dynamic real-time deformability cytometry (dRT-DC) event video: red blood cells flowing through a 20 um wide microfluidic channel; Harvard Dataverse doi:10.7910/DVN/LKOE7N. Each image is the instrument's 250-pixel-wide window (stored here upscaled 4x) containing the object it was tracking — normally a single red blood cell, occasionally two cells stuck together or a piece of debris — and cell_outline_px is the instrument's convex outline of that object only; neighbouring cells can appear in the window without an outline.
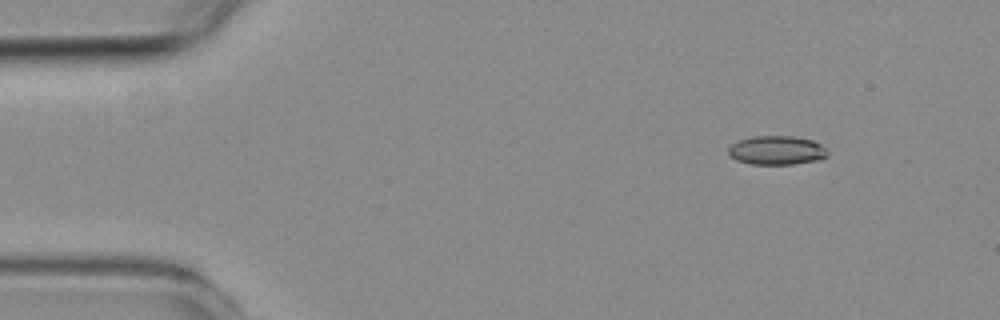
{"species": "common noctule bat (a hibernating species)", "species_latin": "Nyctalus noctula", "temperature_condition": "room temperature", "stored_images_in_passage": 7, "camera_frame_rate_fps": 3000, "um_per_image_px": 0.085, "animal": {"sex": "female", "body_mass_g": 19.3, "forearm_length_mm": 54.1}, "frame": {"image": 1, "passage_image": 2, "time_ms": 1.0, "image_size_px": [1000, 320], "cell_outline_px": [[828, 156], [820, 160], [792, 164], [752, 164], [736, 160], [728, 156], [728, 148], [732, 144], [740, 140], [752, 136], [792, 136], [812, 140], [820, 144], [828, 152]], "centroid_in_image_um": [66.01, 12.78], "position_along_channel_um": 19.0, "area_um2": 16.76}}
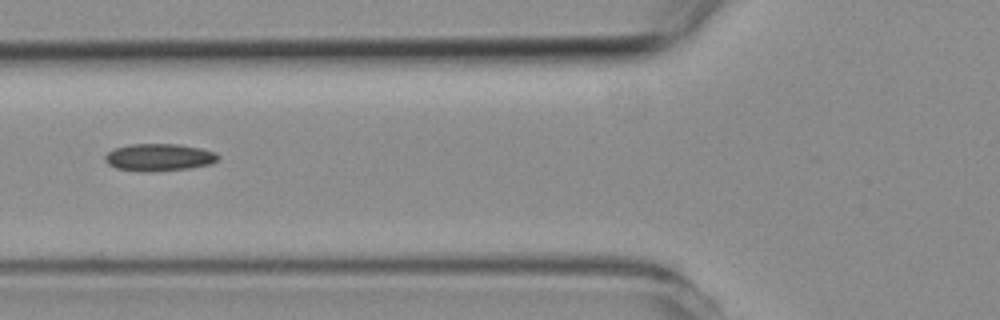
{"frame": {"image": 2, "passage_image": 6, "time_ms": 5.667, "image_size_px": [1000, 320], "cell_outline_px": [[220, 156], [212, 164], [188, 168], [152, 172], [144, 172], [116, 168], [108, 164], [104, 160], [104, 156], [108, 152], [116, 148], [132, 144], [180, 144], [200, 148], [216, 152]], "centroid_in_image_um": [13.52, 13.37], "position_along_channel_um": 112.3, "area_um2": 18.03}}
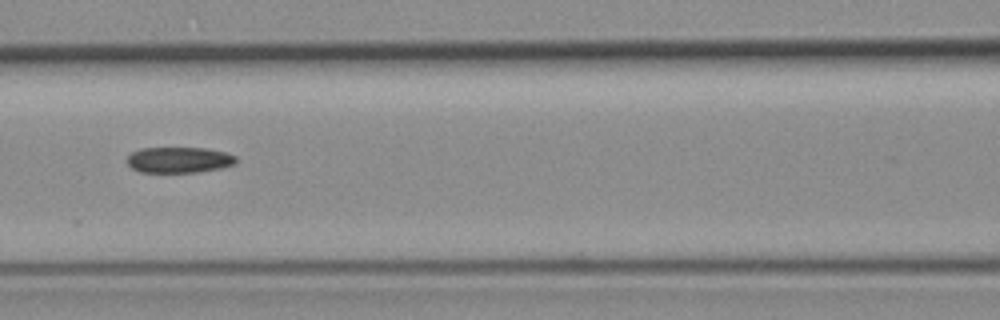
{"frame": {"image": 3, "passage_image": 7, "time_ms": 6.667, "image_size_px": [1000, 320], "cell_outline_px": [[236, 164], [220, 168], [196, 172], [140, 172], [132, 168], [128, 164], [128, 156], [132, 152], [140, 148], [204, 148], [224, 152], [236, 156]], "centroid_in_image_um": [15.21, 13.59], "position_along_channel_um": 151.4, "area_um2": 16.3}}